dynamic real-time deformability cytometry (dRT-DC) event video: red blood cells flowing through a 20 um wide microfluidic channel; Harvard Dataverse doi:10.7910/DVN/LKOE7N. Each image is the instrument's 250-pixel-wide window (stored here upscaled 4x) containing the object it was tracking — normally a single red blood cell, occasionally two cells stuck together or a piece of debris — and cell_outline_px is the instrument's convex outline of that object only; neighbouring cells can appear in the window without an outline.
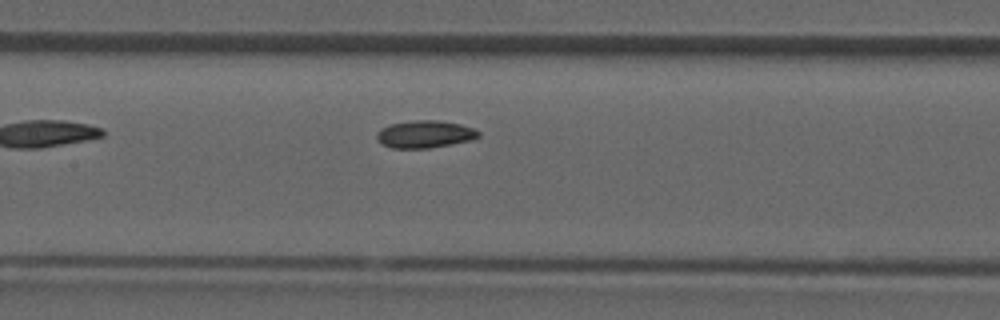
{"species": "common noctule bat (a hibernating species)", "species_latin": "Nyctalus noctula", "temperature_condition": "room temperature", "stored_images_in_passage": 9, "camera_frame_rate_fps": 3000, "um_per_image_px": 0.085, "animal": {"sex": "male", "forearm_length_mm": 52.5}, "frame": {"image": 1, "passage_image": 9, "time_ms": 9.333, "image_size_px": [1000, 320], "cell_outline_px": [[480, 136], [472, 140], [428, 148], [392, 148], [380, 144], [376, 136], [376, 132], [380, 128], [388, 124], [416, 120], [440, 120], [460, 124], [472, 128], [480, 132]], "centroid_in_image_um": [36.07, 11.4], "position_along_channel_um": 171.3, "area_um2": 16.36}}